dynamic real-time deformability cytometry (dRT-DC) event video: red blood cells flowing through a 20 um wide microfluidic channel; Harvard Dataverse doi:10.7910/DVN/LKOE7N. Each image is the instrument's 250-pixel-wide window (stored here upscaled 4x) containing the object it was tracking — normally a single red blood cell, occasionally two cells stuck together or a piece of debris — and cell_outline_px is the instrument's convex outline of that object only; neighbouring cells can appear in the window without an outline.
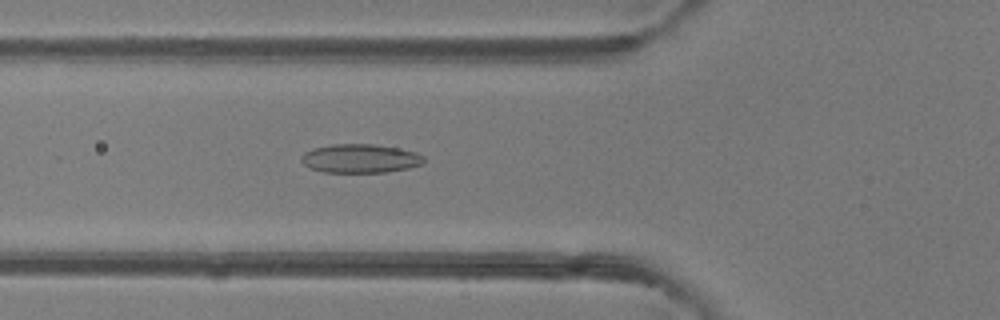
{"species": "common noctule bat (a hibernating species)", "species_latin": "Nyctalus noctula", "temperature_condition": "room temperature", "stored_images_in_passage": 49, "camera_frame_rate_fps": 3000, "um_per_image_px": 0.085, "animal": {"sex": "female"}, "frame": {"image": 1, "passage_image": 18, "time_ms": 5.667, "image_size_px": [1000, 320], "cell_outline_px": [[424, 164], [408, 168], [384, 172], [324, 172], [312, 168], [304, 164], [300, 160], [300, 156], [304, 152], [312, 148], [332, 144], [372, 144], [396, 148], [416, 152], [424, 156]], "centroid_in_image_um": [30.6, 13.47], "position_along_channel_um": 95.2, "area_um2": 20.52}}
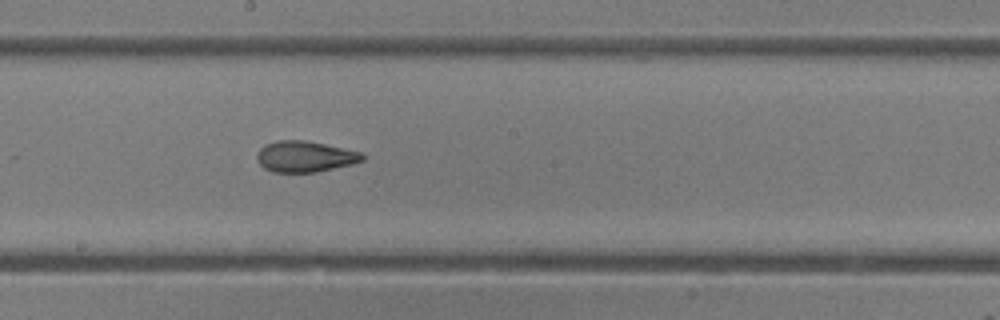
{"frame": {"image": 2, "passage_image": 27, "time_ms": 8.667, "image_size_px": [1000, 320], "cell_outline_px": [[364, 160], [352, 164], [316, 172], [272, 172], [264, 168], [260, 164], [256, 156], [260, 148], [264, 144], [276, 140], [304, 140], [364, 152]], "centroid_in_image_um": [25.92, 13.3], "position_along_channel_um": 222.3, "area_um2": 19.13}}
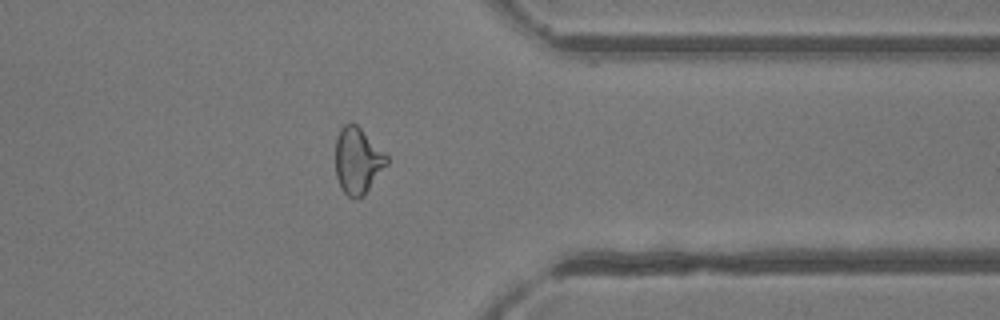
{"frame": {"image": 3, "passage_image": 39, "time_ms": 12.667, "image_size_px": [1000, 320], "cell_outline_px": [[388, 164], [364, 196], [360, 200], [356, 200], [348, 196], [340, 188], [336, 176], [336, 136], [340, 128], [344, 124], [356, 124], [388, 156]], "centroid_in_image_um": [30.4, 13.7], "position_along_channel_um": 381.0, "area_um2": 19.94}, "authors_computed_cell_mechanics": {"area_um2": 20.8658, "velocity_mm_per_s": 4.2113, "shape_relaxation_time_tau1_ms": 6.6196, "shape_relaxation_time_tau2_ms": 2.1443, "deformation_change_tau1": 0.1737, "deformation_change_tau2": 0.0903}}